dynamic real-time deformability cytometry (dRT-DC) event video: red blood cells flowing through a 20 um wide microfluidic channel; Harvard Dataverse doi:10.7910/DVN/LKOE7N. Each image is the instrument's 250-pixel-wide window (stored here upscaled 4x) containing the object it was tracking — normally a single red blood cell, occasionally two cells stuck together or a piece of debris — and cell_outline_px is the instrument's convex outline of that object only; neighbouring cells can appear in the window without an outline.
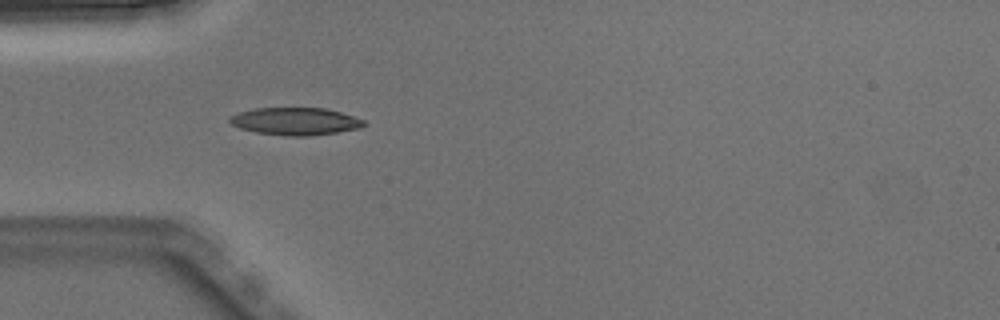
{"species": "Egyptian fruit bat (a non-hibernating species)", "species_latin": "Rousettus aegyptiacus", "temperature_condition": "warm", "stored_images_in_passage": 5, "camera_frame_rate_fps": 3000, "um_per_image_px": 0.085, "animal": {"sex": "male"}, "frame": {"image": 1, "passage_image": 4, "time_ms": 1.0, "image_size_px": [1000, 320], "cell_outline_px": [[364, 124], [360, 128], [336, 132], [308, 136], [288, 136], [256, 132], [240, 128], [232, 124], [228, 120], [232, 116], [240, 112], [256, 108], [324, 108], [340, 112], [364, 120]], "centroid_in_image_um": [25.1, 10.31], "position_along_channel_um": 59.9, "area_um2": 21.15}}